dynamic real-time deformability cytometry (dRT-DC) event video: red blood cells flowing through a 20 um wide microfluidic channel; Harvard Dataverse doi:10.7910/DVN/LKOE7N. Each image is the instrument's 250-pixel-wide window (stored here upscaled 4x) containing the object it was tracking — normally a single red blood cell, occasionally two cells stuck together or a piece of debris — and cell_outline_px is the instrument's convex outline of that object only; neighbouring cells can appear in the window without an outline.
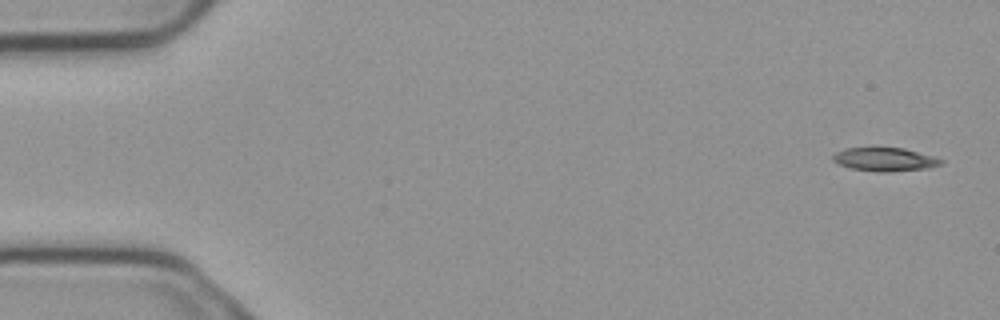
{"species": "common noctule bat (a hibernating species)", "species_latin": "Nyctalus noctula", "temperature_condition": "cold", "stored_images_in_passage": 5, "camera_frame_rate_fps": 3000, "um_per_image_px": 0.085, "animal": {"sex": "male", "body_mass_g": 23.1, "forearm_length_mm": 52.7}, "frame": {"image": 1, "passage_image": 1, "time_ms": 0.0, "image_size_px": [1000, 320], "cell_outline_px": [[944, 164], [928, 168], [888, 172], [880, 172], [852, 168], [840, 164], [832, 160], [832, 156], [836, 152], [844, 148], [904, 148], [932, 156], [944, 160]], "centroid_in_image_um": [75.23, 13.55], "position_along_channel_um": 9.8, "area_um2": 14.68}}
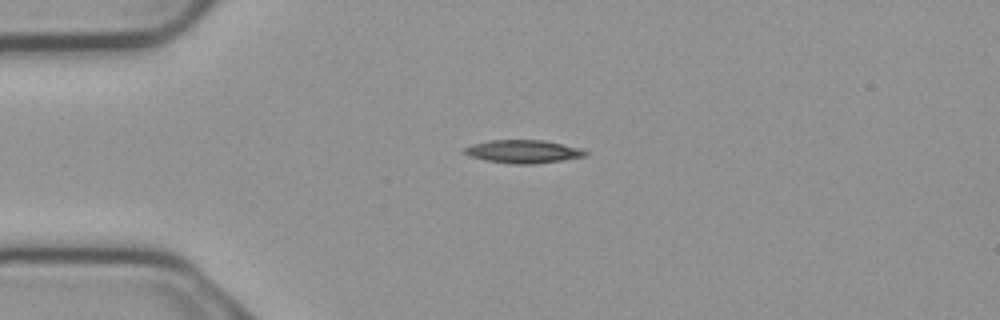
{"frame": {"image": 2, "passage_image": 4, "time_ms": 1.0, "image_size_px": [1000, 320], "cell_outline_px": [[588, 152], [584, 156], [536, 164], [512, 164], [484, 160], [468, 156], [464, 152], [464, 148], [472, 144], [492, 140], [544, 140], [580, 148]], "centroid_in_image_um": [44.43, 12.88], "position_along_channel_um": 40.6, "area_um2": 16.18}}